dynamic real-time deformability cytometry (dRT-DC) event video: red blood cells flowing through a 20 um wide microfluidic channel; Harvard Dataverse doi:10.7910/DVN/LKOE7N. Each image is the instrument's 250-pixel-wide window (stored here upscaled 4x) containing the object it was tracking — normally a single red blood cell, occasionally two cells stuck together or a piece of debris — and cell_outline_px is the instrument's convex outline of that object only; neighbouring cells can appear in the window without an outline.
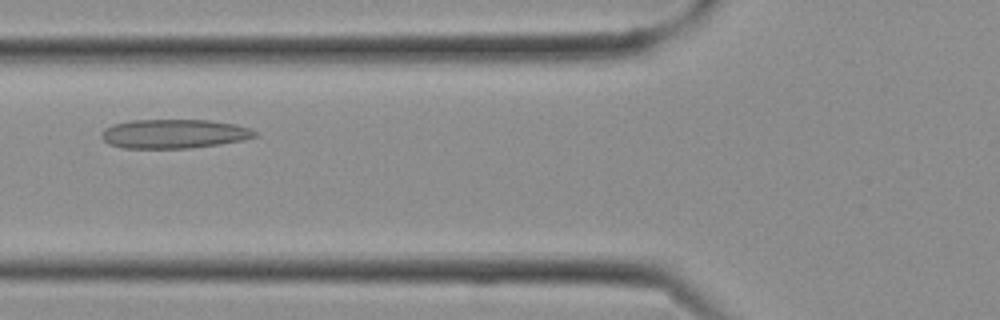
{"species": "Egyptian fruit bat (a non-hibernating species)", "species_latin": "Rousettus aegyptiacus", "temperature_condition": "cold", "stored_images_in_passage": 24, "camera_frame_rate_fps": 3000, "um_per_image_px": 0.085, "frame": {"image": 1, "passage_image": 7, "time_ms": 2.0, "image_size_px": [1000, 320], "cell_outline_px": [[256, 136], [244, 140], [220, 144], [192, 148], [124, 148], [108, 144], [100, 136], [100, 132], [104, 128], [112, 124], [132, 120], [208, 120], [236, 124], [252, 128], [256, 132]], "centroid_in_image_um": [14.78, 11.37], "position_along_channel_um": 111.0, "area_um2": 26.24}}
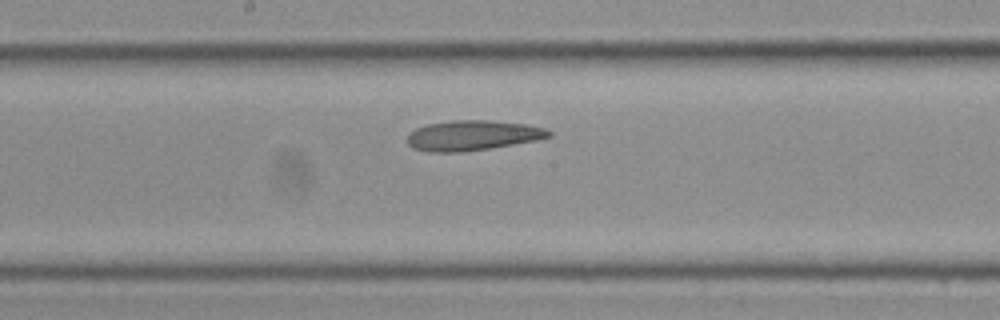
{"frame": {"image": 2, "passage_image": 11, "time_ms": 3.333, "image_size_px": [1000, 320], "cell_outline_px": [[552, 136], [536, 140], [488, 148], [460, 152], [428, 152], [412, 148], [408, 144], [408, 132], [416, 128], [428, 124], [452, 120], [488, 120], [524, 124], [544, 128], [552, 132]], "centroid_in_image_um": [40.13, 11.51], "position_along_channel_um": 208.1, "area_um2": 24.68}}
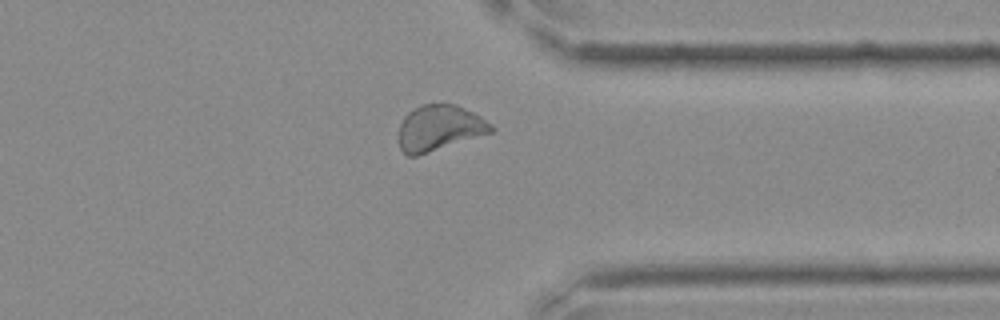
{"frame": {"image": 3, "passage_image": 18, "time_ms": 5.667, "image_size_px": [1000, 320], "cell_outline_px": [[496, 132], [416, 156], [408, 156], [400, 148], [396, 136], [400, 124], [404, 116], [408, 112], [420, 104], [456, 104], [480, 116], [492, 124], [496, 128]], "centroid_in_image_um": [37.35, 10.89], "position_along_channel_um": 374.1, "area_um2": 25.09}}